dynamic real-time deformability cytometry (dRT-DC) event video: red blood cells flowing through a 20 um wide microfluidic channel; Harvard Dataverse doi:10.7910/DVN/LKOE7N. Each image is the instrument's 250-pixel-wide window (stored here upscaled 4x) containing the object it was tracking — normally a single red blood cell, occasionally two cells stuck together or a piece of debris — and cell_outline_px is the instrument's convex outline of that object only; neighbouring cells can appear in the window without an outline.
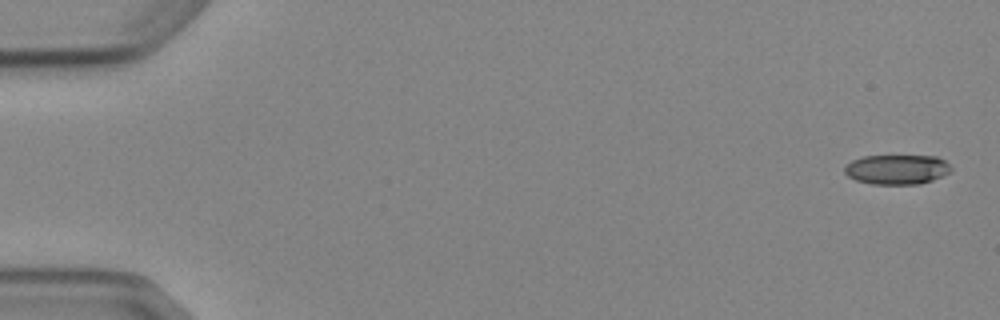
{"species": "Egyptian fruit bat (a non-hibernating species)", "species_latin": "Rousettus aegyptiacus", "temperature_condition": "cold", "stored_images_in_passage": 6, "camera_frame_rate_fps": 3000, "um_per_image_px": 0.085, "animal": {"sex": "female"}, "frame": {"image": 1, "passage_image": 1, "time_ms": 0.0, "image_size_px": [1000, 320], "cell_outline_px": [[952, 172], [932, 180], [920, 184], [872, 184], [856, 180], [848, 176], [844, 172], [844, 168], [852, 160], [864, 156], [936, 156], [944, 160], [952, 168]], "centroid_in_image_um": [76.26, 14.4], "position_along_channel_um": 8.7, "area_um2": 18.44}}
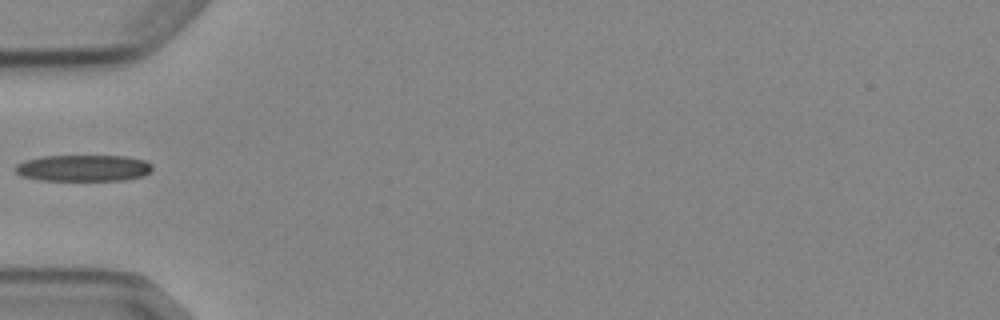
{"frame": {"image": 2, "passage_image": 5, "time_ms": 5.667, "image_size_px": [1000, 320], "cell_outline_px": [[152, 172], [144, 176], [124, 180], [40, 180], [20, 176], [16, 172], [16, 164], [24, 160], [44, 156], [124, 156], [144, 160], [152, 164]], "centroid_in_image_um": [7.1, 14.29], "position_along_channel_um": 77.9, "area_um2": 21.21}}
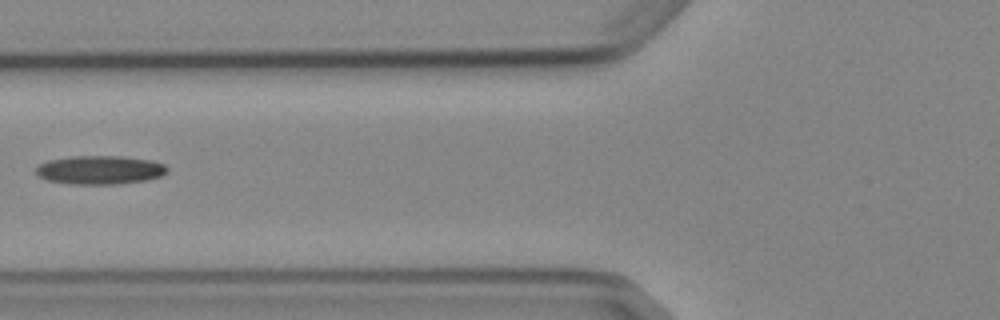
{"frame": {"image": 3, "passage_image": 6, "time_ms": 6.667, "image_size_px": [1000, 320], "cell_outline_px": [[168, 172], [164, 176], [148, 180], [116, 184], [68, 184], [44, 180], [36, 176], [36, 168], [40, 164], [48, 160], [72, 156], [124, 156], [152, 160], [164, 164], [168, 168]], "centroid_in_image_um": [8.5, 14.45], "position_along_channel_um": 117.3, "area_um2": 22.37}}